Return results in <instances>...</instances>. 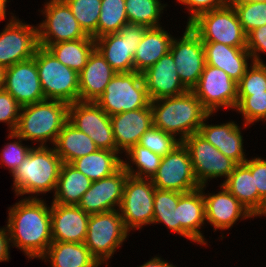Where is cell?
<instances>
[{"instance_id": "30bf717a", "label": "cell", "mask_w": 266, "mask_h": 267, "mask_svg": "<svg viewBox=\"0 0 266 267\" xmlns=\"http://www.w3.org/2000/svg\"><path fill=\"white\" fill-rule=\"evenodd\" d=\"M151 180L155 188L161 190L187 193L200 188L188 149L182 142L162 156L160 166Z\"/></svg>"}, {"instance_id": "816d5d0a", "label": "cell", "mask_w": 266, "mask_h": 267, "mask_svg": "<svg viewBox=\"0 0 266 267\" xmlns=\"http://www.w3.org/2000/svg\"><path fill=\"white\" fill-rule=\"evenodd\" d=\"M6 77V67L0 65V90L4 89Z\"/></svg>"}, {"instance_id": "db71d44e", "label": "cell", "mask_w": 266, "mask_h": 267, "mask_svg": "<svg viewBox=\"0 0 266 267\" xmlns=\"http://www.w3.org/2000/svg\"><path fill=\"white\" fill-rule=\"evenodd\" d=\"M242 1H250V2H259V1H266V0H227V4H233V3H238Z\"/></svg>"}, {"instance_id": "681fc988", "label": "cell", "mask_w": 266, "mask_h": 267, "mask_svg": "<svg viewBox=\"0 0 266 267\" xmlns=\"http://www.w3.org/2000/svg\"><path fill=\"white\" fill-rule=\"evenodd\" d=\"M8 228L0 229V262L9 260V232ZM7 233V234H6Z\"/></svg>"}, {"instance_id": "74e56055", "label": "cell", "mask_w": 266, "mask_h": 267, "mask_svg": "<svg viewBox=\"0 0 266 267\" xmlns=\"http://www.w3.org/2000/svg\"><path fill=\"white\" fill-rule=\"evenodd\" d=\"M83 31L97 38V26L101 13V0H64Z\"/></svg>"}, {"instance_id": "7bdbcfd3", "label": "cell", "mask_w": 266, "mask_h": 267, "mask_svg": "<svg viewBox=\"0 0 266 267\" xmlns=\"http://www.w3.org/2000/svg\"><path fill=\"white\" fill-rule=\"evenodd\" d=\"M238 95H252L266 91V65L254 63L251 70L246 69L245 74L237 83Z\"/></svg>"}, {"instance_id": "ffe728a7", "label": "cell", "mask_w": 266, "mask_h": 267, "mask_svg": "<svg viewBox=\"0 0 266 267\" xmlns=\"http://www.w3.org/2000/svg\"><path fill=\"white\" fill-rule=\"evenodd\" d=\"M170 52L143 73L147 94L151 101L174 97L188 91L181 82Z\"/></svg>"}, {"instance_id": "83f0119b", "label": "cell", "mask_w": 266, "mask_h": 267, "mask_svg": "<svg viewBox=\"0 0 266 267\" xmlns=\"http://www.w3.org/2000/svg\"><path fill=\"white\" fill-rule=\"evenodd\" d=\"M198 133L225 156L233 159L238 164H243L247 160L242 148L243 139L240 128L234 122L206 125L203 121Z\"/></svg>"}, {"instance_id": "ab89813d", "label": "cell", "mask_w": 266, "mask_h": 267, "mask_svg": "<svg viewBox=\"0 0 266 267\" xmlns=\"http://www.w3.org/2000/svg\"><path fill=\"white\" fill-rule=\"evenodd\" d=\"M246 34L266 25V1H242L231 4Z\"/></svg>"}, {"instance_id": "44dd1931", "label": "cell", "mask_w": 266, "mask_h": 267, "mask_svg": "<svg viewBox=\"0 0 266 267\" xmlns=\"http://www.w3.org/2000/svg\"><path fill=\"white\" fill-rule=\"evenodd\" d=\"M90 214L78 205H51L53 241L84 243Z\"/></svg>"}, {"instance_id": "8d00e7d4", "label": "cell", "mask_w": 266, "mask_h": 267, "mask_svg": "<svg viewBox=\"0 0 266 267\" xmlns=\"http://www.w3.org/2000/svg\"><path fill=\"white\" fill-rule=\"evenodd\" d=\"M163 8L159 0H125L128 22L148 28L160 27L157 20Z\"/></svg>"}, {"instance_id": "52a82bcc", "label": "cell", "mask_w": 266, "mask_h": 267, "mask_svg": "<svg viewBox=\"0 0 266 267\" xmlns=\"http://www.w3.org/2000/svg\"><path fill=\"white\" fill-rule=\"evenodd\" d=\"M189 27L202 42H217L231 47L246 48L247 34L230 4L199 15Z\"/></svg>"}, {"instance_id": "ba28073f", "label": "cell", "mask_w": 266, "mask_h": 267, "mask_svg": "<svg viewBox=\"0 0 266 267\" xmlns=\"http://www.w3.org/2000/svg\"><path fill=\"white\" fill-rule=\"evenodd\" d=\"M128 231L118 210L91 214L84 244L101 265L126 239Z\"/></svg>"}, {"instance_id": "836d02e7", "label": "cell", "mask_w": 266, "mask_h": 267, "mask_svg": "<svg viewBox=\"0 0 266 267\" xmlns=\"http://www.w3.org/2000/svg\"><path fill=\"white\" fill-rule=\"evenodd\" d=\"M95 48V39H76L50 44L47 49L63 65L76 71H82L90 53Z\"/></svg>"}, {"instance_id": "f907efd6", "label": "cell", "mask_w": 266, "mask_h": 267, "mask_svg": "<svg viewBox=\"0 0 266 267\" xmlns=\"http://www.w3.org/2000/svg\"><path fill=\"white\" fill-rule=\"evenodd\" d=\"M140 267H174L172 264L167 263L166 261L161 260L159 257H155Z\"/></svg>"}, {"instance_id": "8fae6325", "label": "cell", "mask_w": 266, "mask_h": 267, "mask_svg": "<svg viewBox=\"0 0 266 267\" xmlns=\"http://www.w3.org/2000/svg\"><path fill=\"white\" fill-rule=\"evenodd\" d=\"M148 181V182H147ZM155 186L149 178L128 175L119 207L125 227L141 228L153 222Z\"/></svg>"}, {"instance_id": "ac0fdd59", "label": "cell", "mask_w": 266, "mask_h": 267, "mask_svg": "<svg viewBox=\"0 0 266 267\" xmlns=\"http://www.w3.org/2000/svg\"><path fill=\"white\" fill-rule=\"evenodd\" d=\"M4 89L23 107L46 100L38 75L35 55L6 68Z\"/></svg>"}, {"instance_id": "5b68a950", "label": "cell", "mask_w": 266, "mask_h": 267, "mask_svg": "<svg viewBox=\"0 0 266 267\" xmlns=\"http://www.w3.org/2000/svg\"><path fill=\"white\" fill-rule=\"evenodd\" d=\"M35 61L46 100H58L67 104L79 101L76 71L63 65L47 48L41 46L36 49Z\"/></svg>"}, {"instance_id": "d6986e66", "label": "cell", "mask_w": 266, "mask_h": 267, "mask_svg": "<svg viewBox=\"0 0 266 267\" xmlns=\"http://www.w3.org/2000/svg\"><path fill=\"white\" fill-rule=\"evenodd\" d=\"M128 175L122 166L111 176L93 181L78 206L90 215L115 210V205L120 207Z\"/></svg>"}, {"instance_id": "f6af8a7d", "label": "cell", "mask_w": 266, "mask_h": 267, "mask_svg": "<svg viewBox=\"0 0 266 267\" xmlns=\"http://www.w3.org/2000/svg\"><path fill=\"white\" fill-rule=\"evenodd\" d=\"M10 138H18L19 142L14 143H9L4 150L2 151L3 153L1 154L2 158L1 161L4 162L9 169H11V172H14L15 169L20 166V164L23 162V160L27 157L29 154L31 147H24L20 143L22 138L18 136L14 131L10 132V135L8 136Z\"/></svg>"}, {"instance_id": "484cf974", "label": "cell", "mask_w": 266, "mask_h": 267, "mask_svg": "<svg viewBox=\"0 0 266 267\" xmlns=\"http://www.w3.org/2000/svg\"><path fill=\"white\" fill-rule=\"evenodd\" d=\"M206 64L223 70L235 82H239L248 68L251 55L246 48L231 47L217 42H202Z\"/></svg>"}, {"instance_id": "7c38bea8", "label": "cell", "mask_w": 266, "mask_h": 267, "mask_svg": "<svg viewBox=\"0 0 266 267\" xmlns=\"http://www.w3.org/2000/svg\"><path fill=\"white\" fill-rule=\"evenodd\" d=\"M188 149L194 174L200 186H206L207 179L229 175L238 163L225 156L198 132L182 142Z\"/></svg>"}, {"instance_id": "e575fe53", "label": "cell", "mask_w": 266, "mask_h": 267, "mask_svg": "<svg viewBox=\"0 0 266 267\" xmlns=\"http://www.w3.org/2000/svg\"><path fill=\"white\" fill-rule=\"evenodd\" d=\"M100 11L97 38L110 33H118L128 23L125 0H101Z\"/></svg>"}, {"instance_id": "8992f818", "label": "cell", "mask_w": 266, "mask_h": 267, "mask_svg": "<svg viewBox=\"0 0 266 267\" xmlns=\"http://www.w3.org/2000/svg\"><path fill=\"white\" fill-rule=\"evenodd\" d=\"M142 73H116L96 100L109 116L145 108L150 104Z\"/></svg>"}, {"instance_id": "603a6c76", "label": "cell", "mask_w": 266, "mask_h": 267, "mask_svg": "<svg viewBox=\"0 0 266 267\" xmlns=\"http://www.w3.org/2000/svg\"><path fill=\"white\" fill-rule=\"evenodd\" d=\"M110 120L117 149L127 152L153 125L151 105L110 116Z\"/></svg>"}, {"instance_id": "4dcf8cb0", "label": "cell", "mask_w": 266, "mask_h": 267, "mask_svg": "<svg viewBox=\"0 0 266 267\" xmlns=\"http://www.w3.org/2000/svg\"><path fill=\"white\" fill-rule=\"evenodd\" d=\"M48 256L52 267L100 266L84 243L53 241L42 259Z\"/></svg>"}, {"instance_id": "d590c367", "label": "cell", "mask_w": 266, "mask_h": 267, "mask_svg": "<svg viewBox=\"0 0 266 267\" xmlns=\"http://www.w3.org/2000/svg\"><path fill=\"white\" fill-rule=\"evenodd\" d=\"M183 193L155 188L153 223L163 222L172 231L177 232L176 206Z\"/></svg>"}, {"instance_id": "bcb514c9", "label": "cell", "mask_w": 266, "mask_h": 267, "mask_svg": "<svg viewBox=\"0 0 266 267\" xmlns=\"http://www.w3.org/2000/svg\"><path fill=\"white\" fill-rule=\"evenodd\" d=\"M246 49L254 63H263L257 52H266V25L255 28L247 34Z\"/></svg>"}, {"instance_id": "cb8c5ba5", "label": "cell", "mask_w": 266, "mask_h": 267, "mask_svg": "<svg viewBox=\"0 0 266 267\" xmlns=\"http://www.w3.org/2000/svg\"><path fill=\"white\" fill-rule=\"evenodd\" d=\"M116 72L96 49L90 53L86 65L78 74L79 101L96 102Z\"/></svg>"}, {"instance_id": "3957f363", "label": "cell", "mask_w": 266, "mask_h": 267, "mask_svg": "<svg viewBox=\"0 0 266 267\" xmlns=\"http://www.w3.org/2000/svg\"><path fill=\"white\" fill-rule=\"evenodd\" d=\"M62 160L46 146L31 148L27 157L12 172L16 195L56 190Z\"/></svg>"}, {"instance_id": "ee69618b", "label": "cell", "mask_w": 266, "mask_h": 267, "mask_svg": "<svg viewBox=\"0 0 266 267\" xmlns=\"http://www.w3.org/2000/svg\"><path fill=\"white\" fill-rule=\"evenodd\" d=\"M21 106L15 98L5 89L0 90V122H6L10 126V132L15 131Z\"/></svg>"}, {"instance_id": "2e32d148", "label": "cell", "mask_w": 266, "mask_h": 267, "mask_svg": "<svg viewBox=\"0 0 266 267\" xmlns=\"http://www.w3.org/2000/svg\"><path fill=\"white\" fill-rule=\"evenodd\" d=\"M192 91L209 113H213L218 107L237 106V82L219 68L206 64Z\"/></svg>"}, {"instance_id": "6da1fadb", "label": "cell", "mask_w": 266, "mask_h": 267, "mask_svg": "<svg viewBox=\"0 0 266 267\" xmlns=\"http://www.w3.org/2000/svg\"><path fill=\"white\" fill-rule=\"evenodd\" d=\"M14 206L9 211L6 227L10 243L21 248L28 258H42L53 242L51 208L35 197L23 199Z\"/></svg>"}, {"instance_id": "5bb4252c", "label": "cell", "mask_w": 266, "mask_h": 267, "mask_svg": "<svg viewBox=\"0 0 266 267\" xmlns=\"http://www.w3.org/2000/svg\"><path fill=\"white\" fill-rule=\"evenodd\" d=\"M45 21L38 26V44L47 48L50 44L76 39H93L80 27L68 4L64 0L46 3ZM40 28V29H39ZM54 38V40H52Z\"/></svg>"}, {"instance_id": "d4e9b609", "label": "cell", "mask_w": 266, "mask_h": 267, "mask_svg": "<svg viewBox=\"0 0 266 267\" xmlns=\"http://www.w3.org/2000/svg\"><path fill=\"white\" fill-rule=\"evenodd\" d=\"M217 194L207 195L205 201V218L216 229H228L241 216L244 218L253 215L223 186Z\"/></svg>"}, {"instance_id": "7402d4cb", "label": "cell", "mask_w": 266, "mask_h": 267, "mask_svg": "<svg viewBox=\"0 0 266 267\" xmlns=\"http://www.w3.org/2000/svg\"><path fill=\"white\" fill-rule=\"evenodd\" d=\"M203 188L183 193L176 206L177 233L200 244L206 243L199 230L206 220Z\"/></svg>"}, {"instance_id": "1f68e13d", "label": "cell", "mask_w": 266, "mask_h": 267, "mask_svg": "<svg viewBox=\"0 0 266 267\" xmlns=\"http://www.w3.org/2000/svg\"><path fill=\"white\" fill-rule=\"evenodd\" d=\"M55 152L63 163H71L73 160L84 157L98 150L94 141L84 132L76 129L67 122L54 143Z\"/></svg>"}, {"instance_id": "d6a6232c", "label": "cell", "mask_w": 266, "mask_h": 267, "mask_svg": "<svg viewBox=\"0 0 266 267\" xmlns=\"http://www.w3.org/2000/svg\"><path fill=\"white\" fill-rule=\"evenodd\" d=\"M120 152L98 149L70 164L87 176L92 182L114 174L123 166V160L116 156Z\"/></svg>"}, {"instance_id": "f1b7e54d", "label": "cell", "mask_w": 266, "mask_h": 267, "mask_svg": "<svg viewBox=\"0 0 266 267\" xmlns=\"http://www.w3.org/2000/svg\"><path fill=\"white\" fill-rule=\"evenodd\" d=\"M172 37L162 27L148 28L134 56V71L143 73L170 50Z\"/></svg>"}, {"instance_id": "60d3db41", "label": "cell", "mask_w": 266, "mask_h": 267, "mask_svg": "<svg viewBox=\"0 0 266 267\" xmlns=\"http://www.w3.org/2000/svg\"><path fill=\"white\" fill-rule=\"evenodd\" d=\"M180 143L181 142L179 140L177 141L173 135L152 125L141 136L138 145L148 148L155 154L165 156Z\"/></svg>"}, {"instance_id": "7a4b0ae2", "label": "cell", "mask_w": 266, "mask_h": 267, "mask_svg": "<svg viewBox=\"0 0 266 267\" xmlns=\"http://www.w3.org/2000/svg\"><path fill=\"white\" fill-rule=\"evenodd\" d=\"M150 105L153 126L173 136L181 134L180 142L197 133L204 119L212 115L192 90L174 97L150 101Z\"/></svg>"}, {"instance_id": "9a60e30c", "label": "cell", "mask_w": 266, "mask_h": 267, "mask_svg": "<svg viewBox=\"0 0 266 267\" xmlns=\"http://www.w3.org/2000/svg\"><path fill=\"white\" fill-rule=\"evenodd\" d=\"M169 52L174 59L181 82L188 90H192L206 65L204 46L200 37L187 25L181 40L172 39Z\"/></svg>"}, {"instance_id": "c3c4849f", "label": "cell", "mask_w": 266, "mask_h": 267, "mask_svg": "<svg viewBox=\"0 0 266 267\" xmlns=\"http://www.w3.org/2000/svg\"><path fill=\"white\" fill-rule=\"evenodd\" d=\"M178 1L190 7L189 11L191 10L190 13L192 14L188 19L189 21L187 25H189L199 15L223 7L227 3V0H178Z\"/></svg>"}, {"instance_id": "277c9868", "label": "cell", "mask_w": 266, "mask_h": 267, "mask_svg": "<svg viewBox=\"0 0 266 267\" xmlns=\"http://www.w3.org/2000/svg\"><path fill=\"white\" fill-rule=\"evenodd\" d=\"M68 108L69 104L58 100H44L23 106L14 132L23 140L41 141V146L48 139L54 144L68 122Z\"/></svg>"}, {"instance_id": "b9f144b4", "label": "cell", "mask_w": 266, "mask_h": 267, "mask_svg": "<svg viewBox=\"0 0 266 267\" xmlns=\"http://www.w3.org/2000/svg\"><path fill=\"white\" fill-rule=\"evenodd\" d=\"M245 118L247 126L259 119L266 120V91L264 93H252V95H238L235 108Z\"/></svg>"}, {"instance_id": "9c48e42d", "label": "cell", "mask_w": 266, "mask_h": 267, "mask_svg": "<svg viewBox=\"0 0 266 267\" xmlns=\"http://www.w3.org/2000/svg\"><path fill=\"white\" fill-rule=\"evenodd\" d=\"M147 29L141 24L128 22L118 33L96 38L95 47L116 73L134 72L135 51Z\"/></svg>"}, {"instance_id": "e0dca14e", "label": "cell", "mask_w": 266, "mask_h": 267, "mask_svg": "<svg viewBox=\"0 0 266 267\" xmlns=\"http://www.w3.org/2000/svg\"><path fill=\"white\" fill-rule=\"evenodd\" d=\"M13 18L0 33V65L6 68L31 59L39 47L38 28Z\"/></svg>"}, {"instance_id": "f35d334b", "label": "cell", "mask_w": 266, "mask_h": 267, "mask_svg": "<svg viewBox=\"0 0 266 267\" xmlns=\"http://www.w3.org/2000/svg\"><path fill=\"white\" fill-rule=\"evenodd\" d=\"M127 154L130 156V159H132L133 163H135L138 167V171L135 173L131 166L124 161L123 167L130 176L138 178L151 179L152 176L157 172L162 160V156L155 154L148 148H144L138 144L131 147L127 151Z\"/></svg>"}, {"instance_id": "7dc6e473", "label": "cell", "mask_w": 266, "mask_h": 267, "mask_svg": "<svg viewBox=\"0 0 266 267\" xmlns=\"http://www.w3.org/2000/svg\"><path fill=\"white\" fill-rule=\"evenodd\" d=\"M244 164L250 169L254 176L255 187L259 196L266 202V160L254 158L246 160Z\"/></svg>"}, {"instance_id": "4fadbf2b", "label": "cell", "mask_w": 266, "mask_h": 267, "mask_svg": "<svg viewBox=\"0 0 266 267\" xmlns=\"http://www.w3.org/2000/svg\"><path fill=\"white\" fill-rule=\"evenodd\" d=\"M68 122L87 134L98 149L119 152L110 116L96 102L78 101L69 104Z\"/></svg>"}, {"instance_id": "f5cc1de1", "label": "cell", "mask_w": 266, "mask_h": 267, "mask_svg": "<svg viewBox=\"0 0 266 267\" xmlns=\"http://www.w3.org/2000/svg\"><path fill=\"white\" fill-rule=\"evenodd\" d=\"M7 0H0V20L5 19Z\"/></svg>"}, {"instance_id": "4316f807", "label": "cell", "mask_w": 266, "mask_h": 267, "mask_svg": "<svg viewBox=\"0 0 266 267\" xmlns=\"http://www.w3.org/2000/svg\"><path fill=\"white\" fill-rule=\"evenodd\" d=\"M222 185L253 216L266 215V202L259 196L254 176L244 163L238 164Z\"/></svg>"}, {"instance_id": "f546056e", "label": "cell", "mask_w": 266, "mask_h": 267, "mask_svg": "<svg viewBox=\"0 0 266 267\" xmlns=\"http://www.w3.org/2000/svg\"><path fill=\"white\" fill-rule=\"evenodd\" d=\"M92 181L70 163H62L53 203L78 205Z\"/></svg>"}]
</instances>
